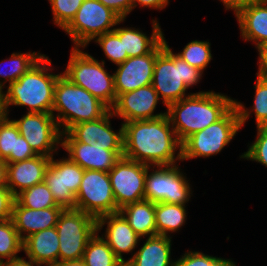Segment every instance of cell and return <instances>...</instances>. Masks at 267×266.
<instances>
[{"label":"cell","mask_w":267,"mask_h":266,"mask_svg":"<svg viewBox=\"0 0 267 266\" xmlns=\"http://www.w3.org/2000/svg\"><path fill=\"white\" fill-rule=\"evenodd\" d=\"M122 125L123 157L148 166H169L182 161V145L167 114Z\"/></svg>","instance_id":"1"},{"label":"cell","mask_w":267,"mask_h":266,"mask_svg":"<svg viewBox=\"0 0 267 266\" xmlns=\"http://www.w3.org/2000/svg\"><path fill=\"white\" fill-rule=\"evenodd\" d=\"M234 100L215 91H200L167 106V116L182 144L188 137L220 120Z\"/></svg>","instance_id":"2"},{"label":"cell","mask_w":267,"mask_h":266,"mask_svg":"<svg viewBox=\"0 0 267 266\" xmlns=\"http://www.w3.org/2000/svg\"><path fill=\"white\" fill-rule=\"evenodd\" d=\"M51 63L44 55L21 78L8 85L7 91H2L4 115L9 116V107L13 105L26 106L27 113H52L54 88L60 73H52Z\"/></svg>","instance_id":"3"},{"label":"cell","mask_w":267,"mask_h":266,"mask_svg":"<svg viewBox=\"0 0 267 266\" xmlns=\"http://www.w3.org/2000/svg\"><path fill=\"white\" fill-rule=\"evenodd\" d=\"M109 110L91 93L60 73L54 88L52 115L62 133L76 124L97 120Z\"/></svg>","instance_id":"4"},{"label":"cell","mask_w":267,"mask_h":266,"mask_svg":"<svg viewBox=\"0 0 267 266\" xmlns=\"http://www.w3.org/2000/svg\"><path fill=\"white\" fill-rule=\"evenodd\" d=\"M202 75L201 70L185 62L166 43L156 56L151 84L167 107L191 95L186 94L187 89L200 83Z\"/></svg>","instance_id":"5"},{"label":"cell","mask_w":267,"mask_h":266,"mask_svg":"<svg viewBox=\"0 0 267 266\" xmlns=\"http://www.w3.org/2000/svg\"><path fill=\"white\" fill-rule=\"evenodd\" d=\"M81 49H71L67 67L62 74L111 109L117 98L114 74L106 71L104 60L100 62Z\"/></svg>","instance_id":"6"},{"label":"cell","mask_w":267,"mask_h":266,"mask_svg":"<svg viewBox=\"0 0 267 266\" xmlns=\"http://www.w3.org/2000/svg\"><path fill=\"white\" fill-rule=\"evenodd\" d=\"M122 19L98 0H84L75 17L63 29L70 36L74 48H84L98 36L113 31Z\"/></svg>","instance_id":"7"},{"label":"cell","mask_w":267,"mask_h":266,"mask_svg":"<svg viewBox=\"0 0 267 266\" xmlns=\"http://www.w3.org/2000/svg\"><path fill=\"white\" fill-rule=\"evenodd\" d=\"M241 129L239 114L233 106L220 120L188 137L182 145V161L219 154Z\"/></svg>","instance_id":"8"},{"label":"cell","mask_w":267,"mask_h":266,"mask_svg":"<svg viewBox=\"0 0 267 266\" xmlns=\"http://www.w3.org/2000/svg\"><path fill=\"white\" fill-rule=\"evenodd\" d=\"M183 173L179 164L153 167L147 165L144 199L152 203L186 205L193 196V191Z\"/></svg>","instance_id":"9"},{"label":"cell","mask_w":267,"mask_h":266,"mask_svg":"<svg viewBox=\"0 0 267 266\" xmlns=\"http://www.w3.org/2000/svg\"><path fill=\"white\" fill-rule=\"evenodd\" d=\"M56 230L59 237V261L83 257L89 239L97 231V219L78 209H63Z\"/></svg>","instance_id":"10"},{"label":"cell","mask_w":267,"mask_h":266,"mask_svg":"<svg viewBox=\"0 0 267 266\" xmlns=\"http://www.w3.org/2000/svg\"><path fill=\"white\" fill-rule=\"evenodd\" d=\"M75 209L88 213L96 219L118 213L108 172L84 170L77 192Z\"/></svg>","instance_id":"11"},{"label":"cell","mask_w":267,"mask_h":266,"mask_svg":"<svg viewBox=\"0 0 267 266\" xmlns=\"http://www.w3.org/2000/svg\"><path fill=\"white\" fill-rule=\"evenodd\" d=\"M12 120L36 155L52 157L57 154L62 132L52 113H26L20 119Z\"/></svg>","instance_id":"12"},{"label":"cell","mask_w":267,"mask_h":266,"mask_svg":"<svg viewBox=\"0 0 267 266\" xmlns=\"http://www.w3.org/2000/svg\"><path fill=\"white\" fill-rule=\"evenodd\" d=\"M83 174L84 169L68 156L56 160L51 157L44 182L58 206L63 209H75V196L80 188Z\"/></svg>","instance_id":"13"},{"label":"cell","mask_w":267,"mask_h":266,"mask_svg":"<svg viewBox=\"0 0 267 266\" xmlns=\"http://www.w3.org/2000/svg\"><path fill=\"white\" fill-rule=\"evenodd\" d=\"M147 165L125 157L108 172L117 208L144 200Z\"/></svg>","instance_id":"14"},{"label":"cell","mask_w":267,"mask_h":266,"mask_svg":"<svg viewBox=\"0 0 267 266\" xmlns=\"http://www.w3.org/2000/svg\"><path fill=\"white\" fill-rule=\"evenodd\" d=\"M113 117L115 116L109 110L97 120L76 124L62 133V142H81L123 152V125L121 124L119 131H114L110 120Z\"/></svg>","instance_id":"15"},{"label":"cell","mask_w":267,"mask_h":266,"mask_svg":"<svg viewBox=\"0 0 267 266\" xmlns=\"http://www.w3.org/2000/svg\"><path fill=\"white\" fill-rule=\"evenodd\" d=\"M167 43L164 38L150 53L137 57H128L120 63L114 74L116 96L152 83L157 54Z\"/></svg>","instance_id":"16"},{"label":"cell","mask_w":267,"mask_h":266,"mask_svg":"<svg viewBox=\"0 0 267 266\" xmlns=\"http://www.w3.org/2000/svg\"><path fill=\"white\" fill-rule=\"evenodd\" d=\"M160 98L152 84L134 91L119 94L113 107V115L120 117L123 123L134 120H148L161 117L167 112L154 114Z\"/></svg>","instance_id":"17"},{"label":"cell","mask_w":267,"mask_h":266,"mask_svg":"<svg viewBox=\"0 0 267 266\" xmlns=\"http://www.w3.org/2000/svg\"><path fill=\"white\" fill-rule=\"evenodd\" d=\"M105 224H107V227L101 237L107 242L115 255L123 263H126L123 254L132 253L133 256V251L137 248L142 238L134 232L133 228L119 212L97 218V232H101Z\"/></svg>","instance_id":"18"},{"label":"cell","mask_w":267,"mask_h":266,"mask_svg":"<svg viewBox=\"0 0 267 266\" xmlns=\"http://www.w3.org/2000/svg\"><path fill=\"white\" fill-rule=\"evenodd\" d=\"M61 147L67 152L68 157L84 170L109 172L123 157V152H114L81 142H62Z\"/></svg>","instance_id":"19"},{"label":"cell","mask_w":267,"mask_h":266,"mask_svg":"<svg viewBox=\"0 0 267 266\" xmlns=\"http://www.w3.org/2000/svg\"><path fill=\"white\" fill-rule=\"evenodd\" d=\"M51 157L36 155L35 157L8 163L7 184L16 197L23 190L44 182L45 173Z\"/></svg>","instance_id":"20"},{"label":"cell","mask_w":267,"mask_h":266,"mask_svg":"<svg viewBox=\"0 0 267 266\" xmlns=\"http://www.w3.org/2000/svg\"><path fill=\"white\" fill-rule=\"evenodd\" d=\"M62 207H49L45 209H30L23 207L16 199L13 204L12 220L18 234L24 240L28 236L56 227Z\"/></svg>","instance_id":"21"},{"label":"cell","mask_w":267,"mask_h":266,"mask_svg":"<svg viewBox=\"0 0 267 266\" xmlns=\"http://www.w3.org/2000/svg\"><path fill=\"white\" fill-rule=\"evenodd\" d=\"M240 36L255 48L267 42V0L252 2L235 15Z\"/></svg>","instance_id":"22"},{"label":"cell","mask_w":267,"mask_h":266,"mask_svg":"<svg viewBox=\"0 0 267 266\" xmlns=\"http://www.w3.org/2000/svg\"><path fill=\"white\" fill-rule=\"evenodd\" d=\"M59 237L56 227L36 232L23 240V252L28 259L44 266L59 262Z\"/></svg>","instance_id":"23"},{"label":"cell","mask_w":267,"mask_h":266,"mask_svg":"<svg viewBox=\"0 0 267 266\" xmlns=\"http://www.w3.org/2000/svg\"><path fill=\"white\" fill-rule=\"evenodd\" d=\"M35 156L29 143L20 135L14 121L3 114L0 117V159L8 164Z\"/></svg>","instance_id":"24"},{"label":"cell","mask_w":267,"mask_h":266,"mask_svg":"<svg viewBox=\"0 0 267 266\" xmlns=\"http://www.w3.org/2000/svg\"><path fill=\"white\" fill-rule=\"evenodd\" d=\"M172 237L155 235L147 237L146 241L134 251V255L126 260L128 266H174L171 258Z\"/></svg>","instance_id":"25"},{"label":"cell","mask_w":267,"mask_h":266,"mask_svg":"<svg viewBox=\"0 0 267 266\" xmlns=\"http://www.w3.org/2000/svg\"><path fill=\"white\" fill-rule=\"evenodd\" d=\"M123 39L124 52L128 57H137L150 53L165 37L156 19H152V34L148 36L135 27H119L113 30Z\"/></svg>","instance_id":"26"},{"label":"cell","mask_w":267,"mask_h":266,"mask_svg":"<svg viewBox=\"0 0 267 266\" xmlns=\"http://www.w3.org/2000/svg\"><path fill=\"white\" fill-rule=\"evenodd\" d=\"M119 213L141 238L157 235L155 203L144 199L124 206L119 210Z\"/></svg>","instance_id":"27"},{"label":"cell","mask_w":267,"mask_h":266,"mask_svg":"<svg viewBox=\"0 0 267 266\" xmlns=\"http://www.w3.org/2000/svg\"><path fill=\"white\" fill-rule=\"evenodd\" d=\"M186 205L155 203V225L157 235L172 237L185 225L187 219Z\"/></svg>","instance_id":"28"},{"label":"cell","mask_w":267,"mask_h":266,"mask_svg":"<svg viewBox=\"0 0 267 266\" xmlns=\"http://www.w3.org/2000/svg\"><path fill=\"white\" fill-rule=\"evenodd\" d=\"M256 76L254 104L250 108L251 110L245 108L243 103L234 99V106L239 114L241 128L245 125L251 113L255 115L256 127L267 126V78Z\"/></svg>","instance_id":"29"},{"label":"cell","mask_w":267,"mask_h":266,"mask_svg":"<svg viewBox=\"0 0 267 266\" xmlns=\"http://www.w3.org/2000/svg\"><path fill=\"white\" fill-rule=\"evenodd\" d=\"M44 54L40 52H13L10 58L7 60V66L10 67L9 69L5 68L4 70L0 68V92H2L4 87L6 88V82L10 85L12 82L17 81L21 78L26 72H28L42 57ZM2 63L0 62V65Z\"/></svg>","instance_id":"30"},{"label":"cell","mask_w":267,"mask_h":266,"mask_svg":"<svg viewBox=\"0 0 267 266\" xmlns=\"http://www.w3.org/2000/svg\"><path fill=\"white\" fill-rule=\"evenodd\" d=\"M82 259L87 266H120L123 264L97 231L89 239Z\"/></svg>","instance_id":"31"},{"label":"cell","mask_w":267,"mask_h":266,"mask_svg":"<svg viewBox=\"0 0 267 266\" xmlns=\"http://www.w3.org/2000/svg\"><path fill=\"white\" fill-rule=\"evenodd\" d=\"M15 199L23 207L35 210L49 207H60L57 205L52 192L49 190L45 182L23 190L15 197Z\"/></svg>","instance_id":"32"},{"label":"cell","mask_w":267,"mask_h":266,"mask_svg":"<svg viewBox=\"0 0 267 266\" xmlns=\"http://www.w3.org/2000/svg\"><path fill=\"white\" fill-rule=\"evenodd\" d=\"M23 240L15 229L12 219L0 221V263L19 257Z\"/></svg>","instance_id":"33"},{"label":"cell","mask_w":267,"mask_h":266,"mask_svg":"<svg viewBox=\"0 0 267 266\" xmlns=\"http://www.w3.org/2000/svg\"><path fill=\"white\" fill-rule=\"evenodd\" d=\"M211 43L208 41L193 40L176 53L189 65L198 68L202 72L212 60Z\"/></svg>","instance_id":"34"},{"label":"cell","mask_w":267,"mask_h":266,"mask_svg":"<svg viewBox=\"0 0 267 266\" xmlns=\"http://www.w3.org/2000/svg\"><path fill=\"white\" fill-rule=\"evenodd\" d=\"M94 42L101 46L105 57L115 65L123 63L128 58L127 52H124L123 39H120L114 31L98 36Z\"/></svg>","instance_id":"35"},{"label":"cell","mask_w":267,"mask_h":266,"mask_svg":"<svg viewBox=\"0 0 267 266\" xmlns=\"http://www.w3.org/2000/svg\"><path fill=\"white\" fill-rule=\"evenodd\" d=\"M53 13V23L64 29L75 17L84 0H48Z\"/></svg>","instance_id":"36"},{"label":"cell","mask_w":267,"mask_h":266,"mask_svg":"<svg viewBox=\"0 0 267 266\" xmlns=\"http://www.w3.org/2000/svg\"><path fill=\"white\" fill-rule=\"evenodd\" d=\"M231 259H224L207 255L198 251L185 252L179 259H175L174 266H235Z\"/></svg>","instance_id":"37"},{"label":"cell","mask_w":267,"mask_h":266,"mask_svg":"<svg viewBox=\"0 0 267 266\" xmlns=\"http://www.w3.org/2000/svg\"><path fill=\"white\" fill-rule=\"evenodd\" d=\"M256 129L257 138L252 144H248V150L240 155V158L256 161L267 167V126H259Z\"/></svg>","instance_id":"38"},{"label":"cell","mask_w":267,"mask_h":266,"mask_svg":"<svg viewBox=\"0 0 267 266\" xmlns=\"http://www.w3.org/2000/svg\"><path fill=\"white\" fill-rule=\"evenodd\" d=\"M15 196L7 186H0V221L12 219Z\"/></svg>","instance_id":"39"},{"label":"cell","mask_w":267,"mask_h":266,"mask_svg":"<svg viewBox=\"0 0 267 266\" xmlns=\"http://www.w3.org/2000/svg\"><path fill=\"white\" fill-rule=\"evenodd\" d=\"M104 6L113 10L122 19H126L128 14L133 11V0H98Z\"/></svg>","instance_id":"40"},{"label":"cell","mask_w":267,"mask_h":266,"mask_svg":"<svg viewBox=\"0 0 267 266\" xmlns=\"http://www.w3.org/2000/svg\"><path fill=\"white\" fill-rule=\"evenodd\" d=\"M256 49L259 55V67L256 75L267 78V42L256 47Z\"/></svg>","instance_id":"41"},{"label":"cell","mask_w":267,"mask_h":266,"mask_svg":"<svg viewBox=\"0 0 267 266\" xmlns=\"http://www.w3.org/2000/svg\"><path fill=\"white\" fill-rule=\"evenodd\" d=\"M169 0H133V10L139 5L141 8L163 10L169 4Z\"/></svg>","instance_id":"42"},{"label":"cell","mask_w":267,"mask_h":266,"mask_svg":"<svg viewBox=\"0 0 267 266\" xmlns=\"http://www.w3.org/2000/svg\"><path fill=\"white\" fill-rule=\"evenodd\" d=\"M223 3V6H225L226 10H231L236 15L240 10L247 7L252 2H255L257 0H219Z\"/></svg>","instance_id":"43"},{"label":"cell","mask_w":267,"mask_h":266,"mask_svg":"<svg viewBox=\"0 0 267 266\" xmlns=\"http://www.w3.org/2000/svg\"><path fill=\"white\" fill-rule=\"evenodd\" d=\"M29 260V261H27ZM24 259L23 257H17L11 260H7L0 263V266H42L31 259Z\"/></svg>","instance_id":"44"},{"label":"cell","mask_w":267,"mask_h":266,"mask_svg":"<svg viewBox=\"0 0 267 266\" xmlns=\"http://www.w3.org/2000/svg\"><path fill=\"white\" fill-rule=\"evenodd\" d=\"M7 169V162L0 159V186H6L7 184Z\"/></svg>","instance_id":"45"},{"label":"cell","mask_w":267,"mask_h":266,"mask_svg":"<svg viewBox=\"0 0 267 266\" xmlns=\"http://www.w3.org/2000/svg\"><path fill=\"white\" fill-rule=\"evenodd\" d=\"M55 266H87L83 259L59 261Z\"/></svg>","instance_id":"46"},{"label":"cell","mask_w":267,"mask_h":266,"mask_svg":"<svg viewBox=\"0 0 267 266\" xmlns=\"http://www.w3.org/2000/svg\"><path fill=\"white\" fill-rule=\"evenodd\" d=\"M3 108H2V92H0V117L3 115Z\"/></svg>","instance_id":"47"},{"label":"cell","mask_w":267,"mask_h":266,"mask_svg":"<svg viewBox=\"0 0 267 266\" xmlns=\"http://www.w3.org/2000/svg\"><path fill=\"white\" fill-rule=\"evenodd\" d=\"M120 266H128L126 263L121 264Z\"/></svg>","instance_id":"48"}]
</instances>
